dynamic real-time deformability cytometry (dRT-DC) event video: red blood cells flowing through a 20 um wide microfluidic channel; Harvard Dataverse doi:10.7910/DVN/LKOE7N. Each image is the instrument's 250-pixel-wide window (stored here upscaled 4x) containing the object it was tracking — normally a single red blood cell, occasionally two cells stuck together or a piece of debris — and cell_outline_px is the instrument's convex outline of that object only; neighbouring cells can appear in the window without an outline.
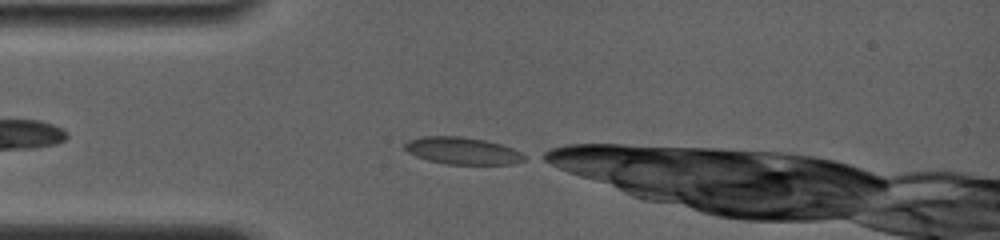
{"species": "common noctule bat (a hibernating species)", "species_latin": "Nyctalus noctula", "temperature_condition": "room temperature", "stored_images_in_passage": 13, "camera_frame_rate_fps": 4000, "um_per_image_px": 0.085, "animal": {"sex": "female", "body_mass_g": 19.0, "forearm_length_mm": 56.7}, "frame": {"image": 1, "passage_image": 1, "time_ms": 0.0, "image_size_px": [1000, 240], "cell_outline_px": [[528, 156], [524, 160], [512, 164], [448, 164], [428, 160], [416, 156], [408, 152], [404, 148], [404, 144], [408, 140], [424, 136], [460, 136], [484, 140], [500, 144], [512, 148]], "centroid_in_image_um": [39.3, 12.81], "position_along_channel_um": 45.7, "area_um2": 18.79}}
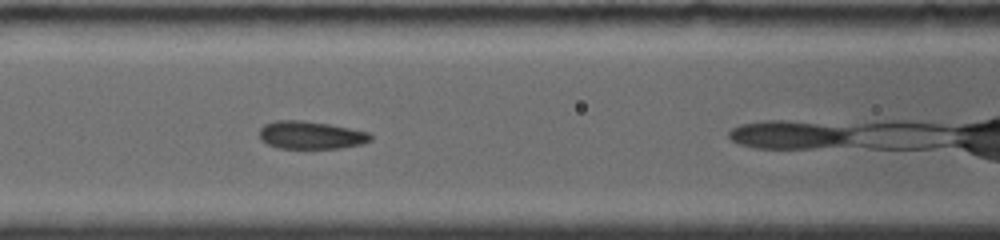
{"frame": {"image": 2, "passage_image": 7, "time_ms": 2.75, "image_size_px": [1000, 240], "cell_outline_px": [[372, 140], [360, 144], [340, 148], [276, 148], [260, 140], [260, 128], [264, 124], [272, 120], [300, 120], [328, 124], [368, 132], [372, 136]], "centroid_in_image_um": [26.37, 11.48], "position_along_channel_um": 140.2, "area_um2": 17.98}}
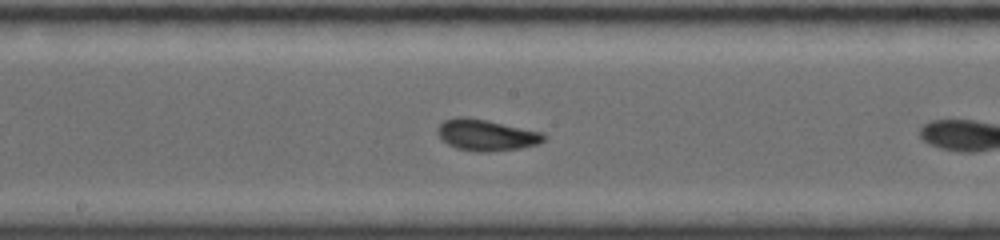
{"frame": {"image": 3, "passage_image": 11, "time_ms": 4.5, "image_size_px": [1000, 240], "cell_outline_px": [[548, 136], [540, 144], [520, 148], [484, 152], [480, 152], [456, 148], [448, 144], [436, 132], [436, 128], [444, 120], [456, 116], [464, 116], [488, 120], [544, 132]], "centroid_in_image_um": [41.36, 11.46], "position_along_channel_um": 206.8, "area_um2": 19.59}}